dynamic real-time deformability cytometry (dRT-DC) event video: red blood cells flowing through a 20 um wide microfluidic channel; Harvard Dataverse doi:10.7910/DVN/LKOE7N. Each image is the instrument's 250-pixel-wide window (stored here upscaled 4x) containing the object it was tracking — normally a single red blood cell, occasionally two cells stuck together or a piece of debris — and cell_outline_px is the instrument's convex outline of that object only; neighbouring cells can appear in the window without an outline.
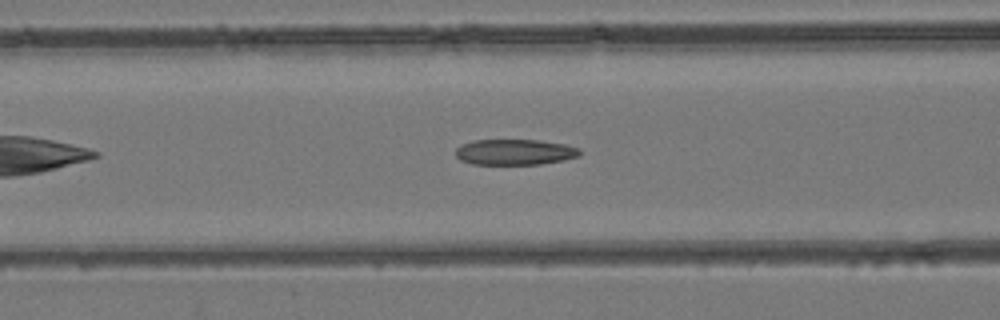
{"species": "common noctule bat (a hibernating species)", "species_latin": "Nyctalus noctula", "temperature_condition": "room temperature", "stored_images_in_passage": 29, "camera_frame_rate_fps": 3000, "um_per_image_px": 0.085, "animal": {"sex": "female", "body_mass_g": 24.6, "forearm_length_mm": 56.2}, "frame": {"image": 1, "passage_image": 10, "time_ms": 3.0, "image_size_px": [1000, 320], "cell_outline_px": [[580, 156], [564, 160], [540, 164], [472, 164], [460, 160], [456, 156], [456, 148], [460, 144], [472, 140], [540, 140], [564, 144], [580, 148]], "centroid_in_image_um": [43.74, 12.92], "position_along_channel_um": 122.9, "area_um2": 18.73}}
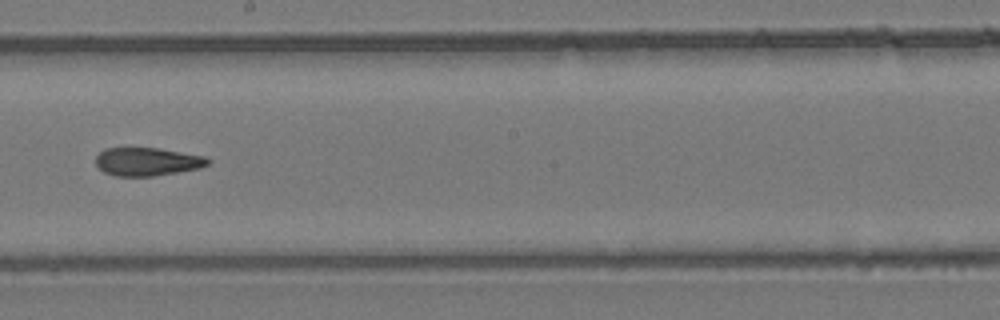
{"frame": {"image": 2, "passage_image": 18, "time_ms": 5.667, "image_size_px": [1000, 320], "cell_outline_px": [[212, 160], [208, 164], [200, 168], [152, 176], [116, 176], [104, 172], [96, 164], [96, 156], [104, 148], [160, 148], [204, 156]], "centroid_in_image_um": [12.52, 13.73], "position_along_channel_um": 235.7, "area_um2": 18.38}}
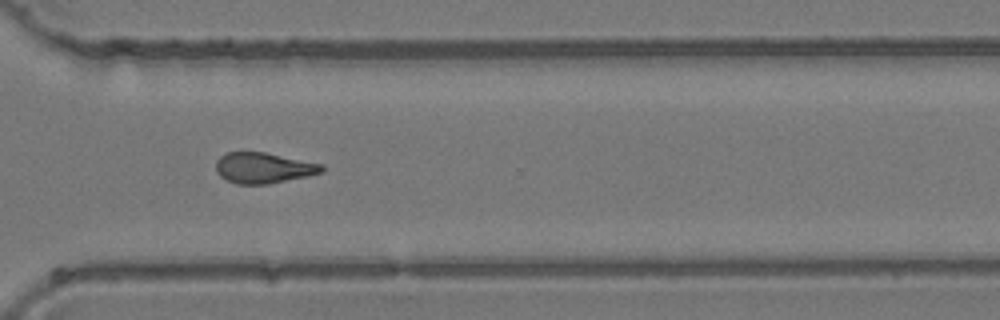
{"frame": {"image": 3, "passage_image": 26, "time_ms": 8.333, "image_size_px": [1000, 320], "cell_outline_px": [[324, 172], [308, 176], [268, 184], [236, 184], [220, 176], [216, 172], [216, 160], [224, 152], [264, 152], [324, 164]], "centroid_in_image_um": [22.4, 14.27], "position_along_channel_um": 348.2, "area_um2": 19.07}}